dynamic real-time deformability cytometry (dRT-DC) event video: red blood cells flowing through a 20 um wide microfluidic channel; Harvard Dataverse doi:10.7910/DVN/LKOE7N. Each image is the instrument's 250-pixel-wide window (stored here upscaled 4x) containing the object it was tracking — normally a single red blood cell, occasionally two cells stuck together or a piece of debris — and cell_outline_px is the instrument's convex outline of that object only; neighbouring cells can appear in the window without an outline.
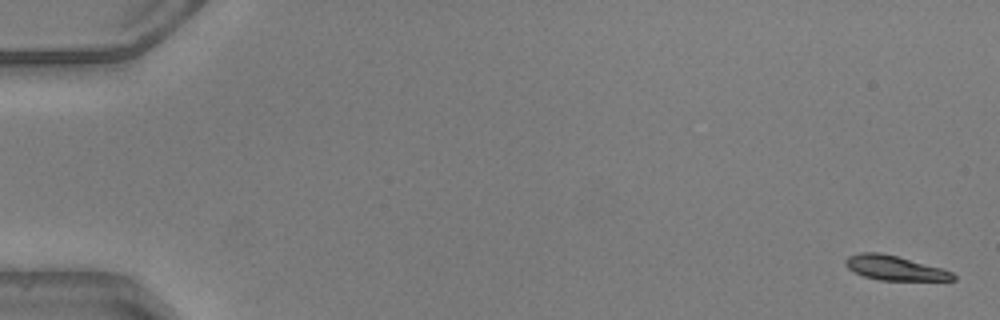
{"species": "common noctule bat (a hibernating species)", "species_latin": "Nyctalus noctula", "temperature_condition": "warm", "stored_images_in_passage": 50, "camera_frame_rate_fps": 3000, "um_per_image_px": 0.085, "animal": {"sex": "male", "body_mass_g": 20.5, "forearm_length_mm": 52.5}, "frame": {"image": 1, "passage_image": 1, "time_ms": 0.0, "image_size_px": [1000, 320], "cell_outline_px": [[956, 280], [880, 280], [864, 276], [852, 272], [844, 264], [844, 260], [848, 256], [860, 252], [880, 252], [896, 256], [940, 268], [952, 272], [956, 276]], "centroid_in_image_um": [75.99, 22.77], "position_along_channel_um": 9.0, "area_um2": 15.26}}
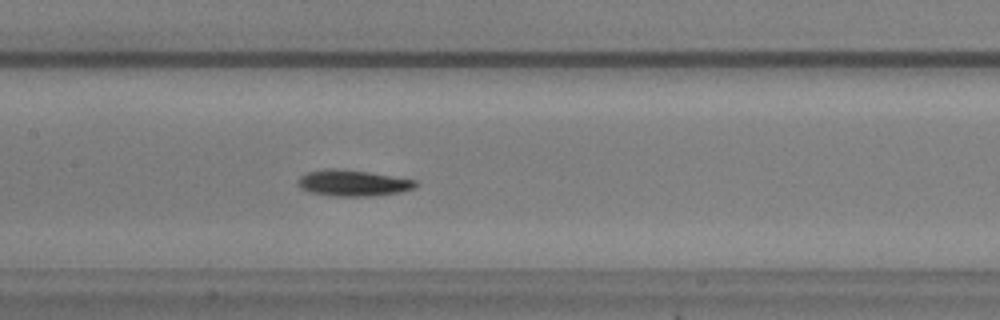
{"frame": {"image": 2, "passage_image": 25, "time_ms": 8.0, "image_size_px": [1000, 320], "cell_outline_px": [[416, 184], [412, 188], [400, 192], [372, 196], [332, 196], [308, 192], [300, 188], [296, 184], [296, 180], [300, 176], [308, 172], [324, 168], [336, 168], [368, 172], [416, 180]], "centroid_in_image_um": [29.91, 15.55], "position_along_channel_um": 177.5, "area_um2": 17.98}}
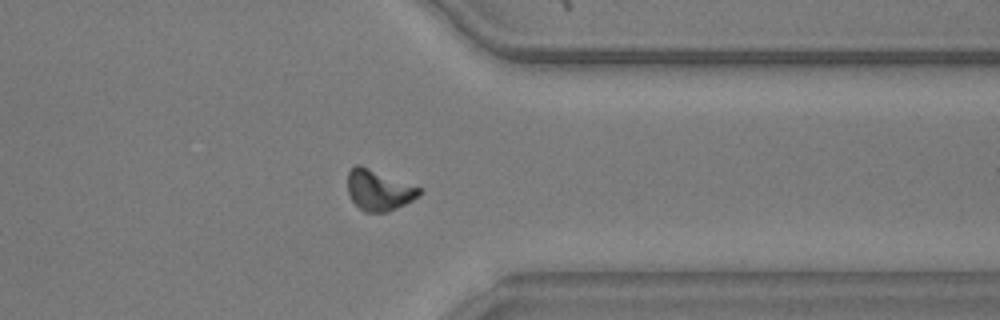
{"frame": {"image": 3, "passage_image": 40, "time_ms": 13.0, "image_size_px": [1000, 320], "cell_outline_px": [[420, 196], [388, 212], [364, 212], [352, 200], [348, 192], [348, 172], [356, 164], [360, 164], [420, 188]], "centroid_in_image_um": [32.17, 16.16], "position_along_channel_um": 379.2, "area_um2": 16.7}, "authors_computed_cell_mechanics": {"area_um2": 16.6464, "velocity_mm_per_s": 4.1161, "shape_relaxation_time_tau1_ms": 3.1381, "shape_relaxation_time_tau2_ms": 9.7704, "deformation_change_tau1": 0.1318, "deformation_change_tau2": 0.1644}}